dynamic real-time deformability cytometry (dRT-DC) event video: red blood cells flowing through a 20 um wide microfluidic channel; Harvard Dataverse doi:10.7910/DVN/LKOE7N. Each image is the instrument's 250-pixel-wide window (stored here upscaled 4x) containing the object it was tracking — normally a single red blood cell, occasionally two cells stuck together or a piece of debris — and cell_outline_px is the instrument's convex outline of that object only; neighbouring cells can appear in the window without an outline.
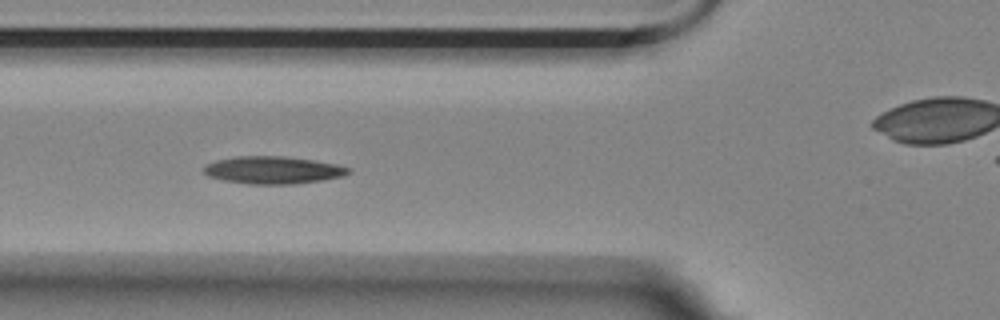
{"species": "Egyptian fruit bat (a non-hibernating species)", "species_latin": "Rousettus aegyptiacus", "temperature_condition": "room temperature", "stored_images_in_passage": 16, "camera_frame_rate_fps": 3000, "um_per_image_px": 0.085, "animal": {"sex": "female"}, "frame": {"image": 1, "passage_image": 6, "time_ms": 1.667, "image_size_px": [1000, 320], "cell_outline_px": [[352, 172], [344, 176], [296, 184], [248, 184], [224, 180], [208, 176], [204, 172], [204, 168], [208, 164], [216, 160], [236, 156], [284, 156], [312, 160], [336, 164], [348, 168]], "centroid_in_image_um": [23.21, 14.46], "position_along_channel_um": 102.6, "area_um2": 23.0}}
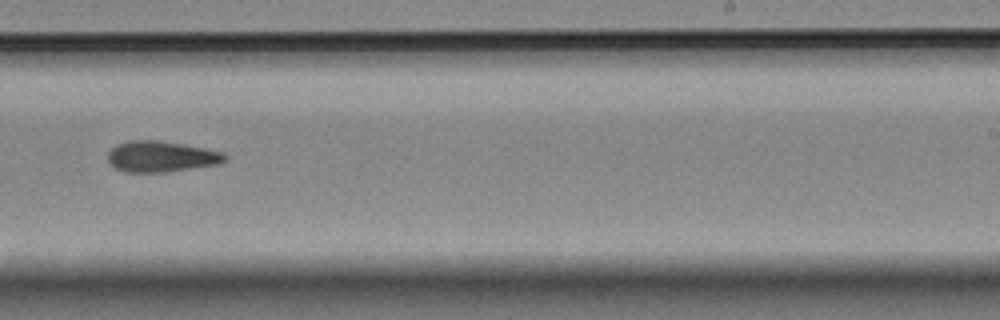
{"frame": {"image": 2, "passage_image": 11, "time_ms": 3.333, "image_size_px": [1000, 320], "cell_outline_px": [[228, 156], [220, 164], [164, 172], [124, 172], [116, 168], [108, 160], [108, 152], [116, 144], [128, 140], [160, 140], [204, 148], [224, 152]], "centroid_in_image_um": [13.7, 13.3], "position_along_channel_um": 275.3, "area_um2": 21.1}}
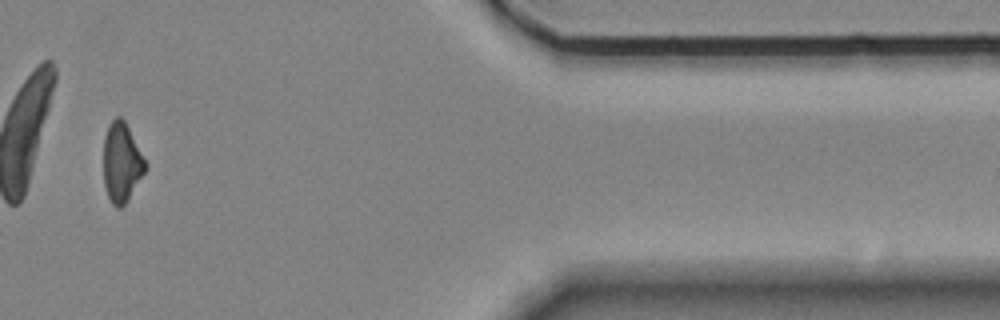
{"frame": {"image": 3, "passage_image": 15, "time_ms": 4.667, "image_size_px": [1000, 320], "cell_outline_px": [[148, 168], [128, 200], [120, 208], [116, 208], [112, 204], [108, 196], [104, 184], [104, 136], [108, 124], [116, 116], [120, 116], [124, 120], [148, 164]], "centroid_in_image_um": [10.35, 13.81], "position_along_channel_um": 401.0, "area_um2": 19.54}}